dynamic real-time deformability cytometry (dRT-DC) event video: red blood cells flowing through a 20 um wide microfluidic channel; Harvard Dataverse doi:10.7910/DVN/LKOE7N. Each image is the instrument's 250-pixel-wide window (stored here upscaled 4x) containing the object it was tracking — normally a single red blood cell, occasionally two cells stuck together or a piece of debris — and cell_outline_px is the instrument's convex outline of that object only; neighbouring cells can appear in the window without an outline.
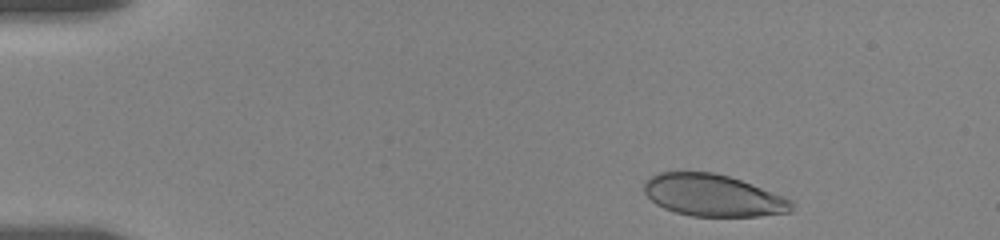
{"species": "human", "species_latin": "Homo sapiens", "temperature_condition": "room temperature", "stored_images_in_passage": 43, "camera_frame_rate_fps": 3000, "um_per_image_px": 0.085, "donor": {"sex": "female"}, "frame": {"image": 1, "passage_image": 3, "time_ms": 0.667, "image_size_px": [1000, 240], "cell_outline_px": [[796, 204], [792, 212], [760, 216], [692, 216], [676, 212], [664, 208], [656, 204], [644, 192], [644, 180], [660, 172], [712, 172], [728, 176], [752, 184], [784, 196], [792, 200]], "centroid_in_image_um": [60.64, 16.61], "position_along_channel_um": 24.4, "area_um2": 36.13}}
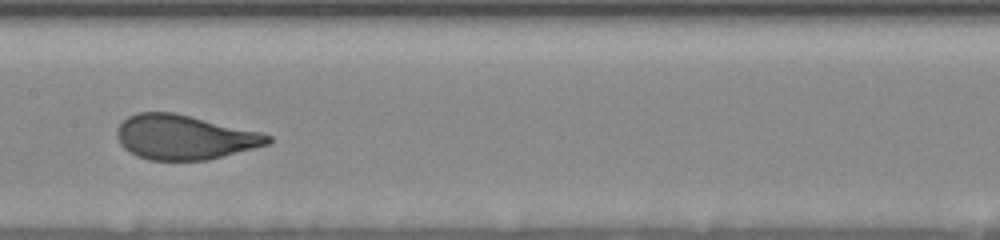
{"frame": {"image": 2, "passage_image": 24, "time_ms": 7.667, "image_size_px": [1000, 240], "cell_outline_px": [[272, 140], [268, 144], [208, 160], [148, 160], [136, 156], [124, 148], [120, 144], [116, 136], [116, 128], [128, 116], [136, 112], [172, 112], [264, 132], [272, 136]], "centroid_in_image_um": [15.66, 11.66], "position_along_channel_um": 191.7, "area_um2": 39.36}}
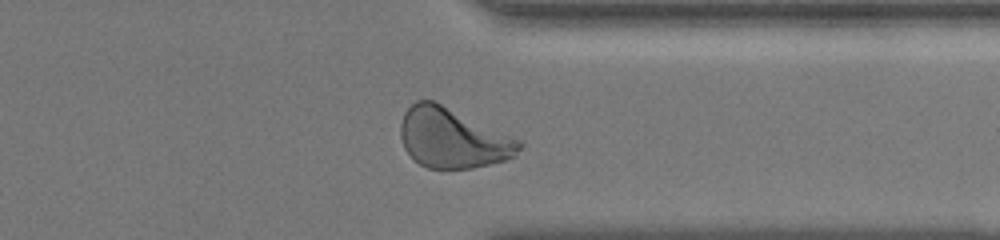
{"frame": {"image": 3, "passage_image": 39, "time_ms": 12.667, "image_size_px": [1000, 240], "cell_outline_px": [[524, 144], [516, 156], [504, 160], [472, 168], [428, 168], [412, 160], [404, 148], [400, 136], [400, 124], [404, 112], [416, 100], [432, 100], [520, 140]], "centroid_in_image_um": [38.44, 11.75], "position_along_channel_um": 373.0, "area_um2": 41.1}, "authors_computed_cell_mechanics": {"area_um2": 39.3618, "velocity_mm_per_s": 3.6336, "shape_relaxation_time_tau1_ms": 3.3173, "shape_relaxation_time_tau2_ms": null, "deformation_change_tau1": 0.1594, "deformation_change_tau2": null}}